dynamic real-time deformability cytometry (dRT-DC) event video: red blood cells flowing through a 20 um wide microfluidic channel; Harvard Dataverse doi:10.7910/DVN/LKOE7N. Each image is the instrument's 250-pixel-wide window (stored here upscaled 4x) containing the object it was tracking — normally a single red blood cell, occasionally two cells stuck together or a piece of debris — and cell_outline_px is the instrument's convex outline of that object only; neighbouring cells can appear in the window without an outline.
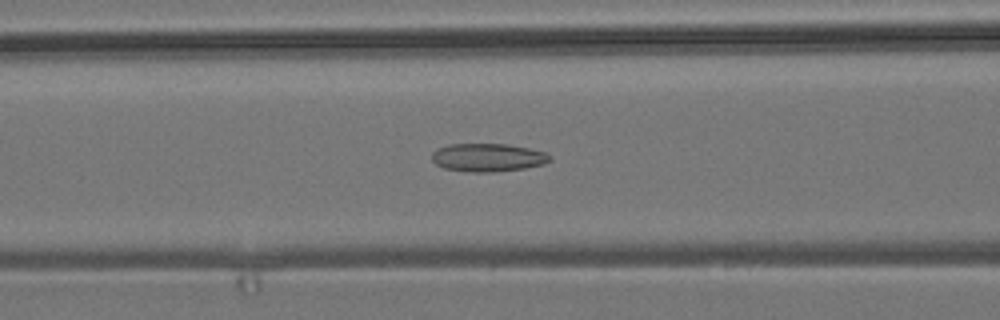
{"species": "common noctule bat (a hibernating species)", "species_latin": "Nyctalus noctula", "temperature_condition": "room temperature", "stored_images_in_passage": 54, "camera_frame_rate_fps": 3000, "um_per_image_px": 0.085, "animal": {"sex": "male", "body_mass_g": 19.2, "forearm_length_mm": 51.8}, "frame": {"image": 1, "passage_image": 22, "time_ms": 7.0, "image_size_px": [1000, 320], "cell_outline_px": [[552, 160], [544, 164], [524, 168], [492, 172], [472, 172], [444, 168], [436, 164], [432, 160], [432, 152], [436, 148], [448, 144], [508, 144], [528, 148], [544, 152], [552, 156]], "centroid_in_image_um": [41.46, 13.38], "position_along_channel_um": 125.1, "area_um2": 19.42}}
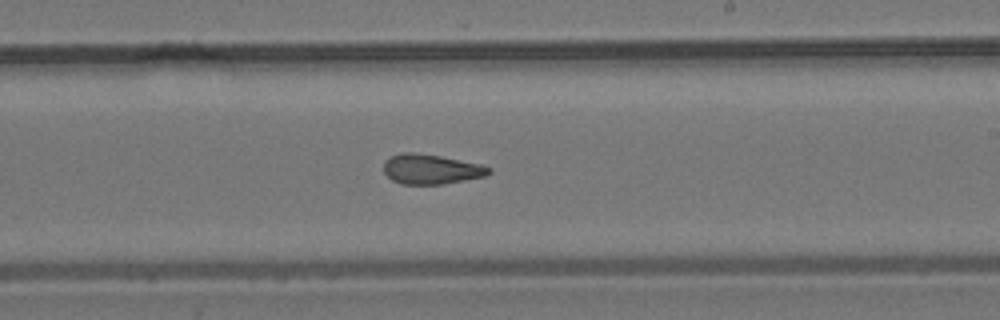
{"frame": {"image": 2, "passage_image": 32, "time_ms": 10.333, "image_size_px": [1000, 320], "cell_outline_px": [[492, 172], [488, 176], [444, 184], [404, 184], [392, 180], [384, 172], [384, 160], [400, 152], [412, 152], [440, 156], [480, 164], [492, 168]], "centroid_in_image_um": [36.67, 14.38], "position_along_channel_um": 252.3, "area_um2": 18.38}}
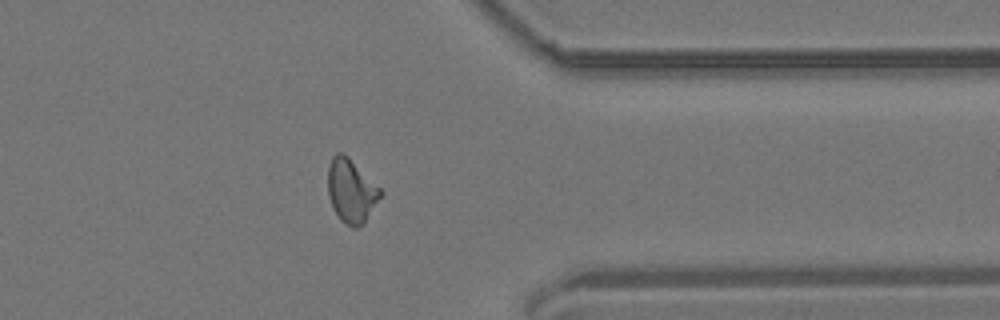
{"frame": {"image": 3, "passage_image": 43, "time_ms": 14.0, "image_size_px": [1000, 320], "cell_outline_px": [[384, 192], [364, 224], [356, 228], [352, 228], [344, 224], [340, 220], [332, 208], [328, 196], [328, 164], [332, 156], [336, 152], [344, 152]], "centroid_in_image_um": [29.84, 16.24], "position_along_channel_um": 381.6, "area_um2": 19.83}, "authors_computed_cell_mechanics": {"area_um2": 18.9873, "velocity_mm_per_s": 3.8155, "shape_relaxation_time_tau1_ms": null, "shape_relaxation_time_tau2_ms": 1.8298, "deformation_change_tau1": null, "deformation_change_tau2": 0.0952}}